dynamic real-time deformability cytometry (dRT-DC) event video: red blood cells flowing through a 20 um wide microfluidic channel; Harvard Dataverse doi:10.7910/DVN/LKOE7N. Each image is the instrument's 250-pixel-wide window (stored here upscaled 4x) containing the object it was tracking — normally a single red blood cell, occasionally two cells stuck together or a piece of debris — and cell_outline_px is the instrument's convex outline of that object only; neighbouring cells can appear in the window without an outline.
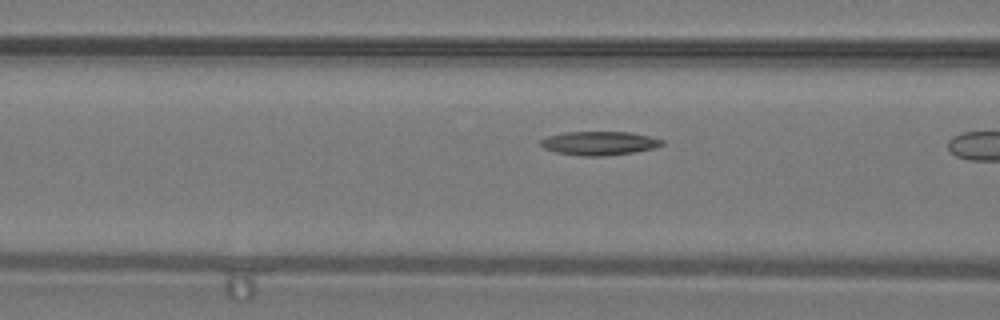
{"species": "common noctule bat (a hibernating species)", "species_latin": "Nyctalus noctula", "temperature_condition": "warm", "stored_images_in_passage": 15, "camera_frame_rate_fps": 3000, "um_per_image_px": 0.085, "animal": {"sex": "male", "body_mass_g": 19.2, "forearm_length_mm": 51.8}, "frame": {"image": 1, "passage_image": 13, "time_ms": 4.0, "image_size_px": [1000, 320], "cell_outline_px": [[664, 144], [656, 148], [632, 152], [604, 156], [584, 156], [556, 152], [544, 148], [540, 144], [540, 140], [548, 136], [564, 132], [628, 132], [648, 136], [664, 140]], "centroid_in_image_um": [50.94, 12.17], "position_along_channel_um": 115.7, "area_um2": 16.7}}